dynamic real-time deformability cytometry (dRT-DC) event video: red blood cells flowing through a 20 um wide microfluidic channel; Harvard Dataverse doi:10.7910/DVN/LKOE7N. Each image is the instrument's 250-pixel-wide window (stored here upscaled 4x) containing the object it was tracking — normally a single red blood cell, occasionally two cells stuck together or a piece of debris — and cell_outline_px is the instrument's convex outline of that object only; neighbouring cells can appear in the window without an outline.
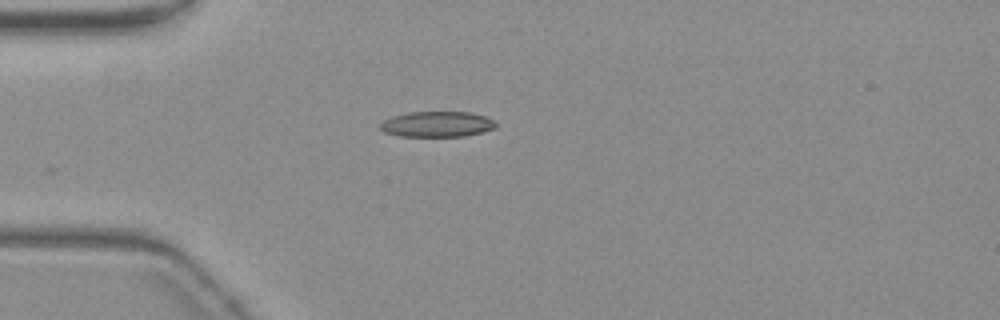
{"species": "common noctule bat (a hibernating species)", "species_latin": "Nyctalus noctula", "temperature_condition": "warm", "stored_images_in_passage": 30, "camera_frame_rate_fps": 3000, "um_per_image_px": 0.085, "animal": {"sex": "female", "body_mass_g": 19.3, "forearm_length_mm": 54.1}, "frame": {"image": 1, "passage_image": 1, "time_ms": 0.0, "image_size_px": [1000, 320], "cell_outline_px": [[496, 128], [484, 132], [464, 136], [400, 136], [384, 132], [380, 128], [380, 124], [384, 120], [392, 116], [408, 112], [468, 112], [484, 116], [492, 120], [496, 124]], "centroid_in_image_um": [37.14, 10.56], "position_along_channel_um": 47.9, "area_um2": 17.17}}
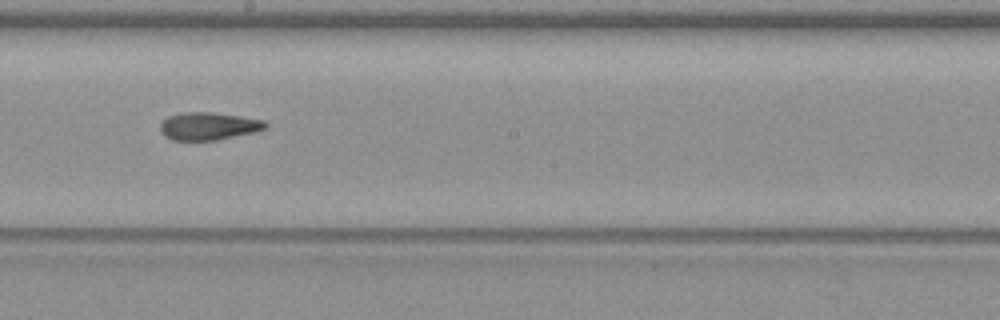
{"frame": {"image": 2, "passage_image": 17, "time_ms": 5.333, "image_size_px": [1000, 320], "cell_outline_px": [[268, 124], [264, 128], [252, 132], [216, 140], [172, 140], [164, 136], [160, 132], [160, 124], [168, 116], [180, 112], [212, 112], [240, 116], [264, 120]], "centroid_in_image_um": [17.67, 10.71], "position_along_channel_um": 230.5, "area_um2": 16.88}}
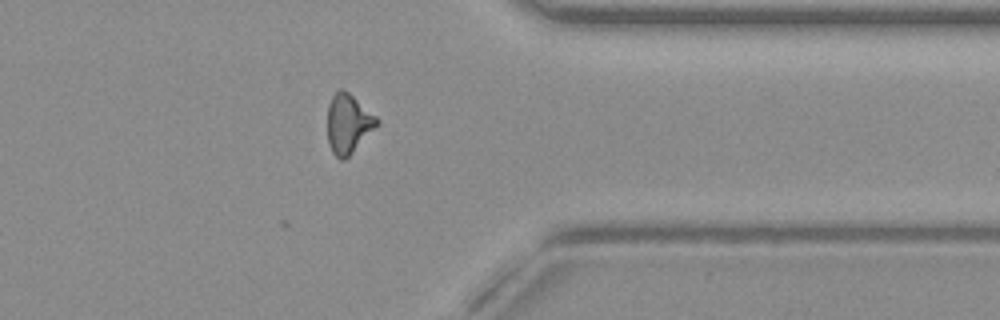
{"frame": {"image": 3, "passage_image": 30, "time_ms": 9.667, "image_size_px": [1000, 320], "cell_outline_px": [[380, 124], [344, 160], [340, 160], [332, 152], [328, 144], [328, 104], [332, 96], [340, 88], [348, 92], [376, 116], [380, 120]], "centroid_in_image_um": [29.61, 10.52], "position_along_channel_um": 381.8, "area_um2": 16.99}, "authors_computed_cell_mechanics": {"area_um2": 16.9354, "velocity_mm_per_s": 3.7175, "shape_relaxation_time_tau1_ms": null, "shape_relaxation_time_tau2_ms": 6.2732, "deformation_change_tau1": null, "deformation_change_tau2": 0.1622}}